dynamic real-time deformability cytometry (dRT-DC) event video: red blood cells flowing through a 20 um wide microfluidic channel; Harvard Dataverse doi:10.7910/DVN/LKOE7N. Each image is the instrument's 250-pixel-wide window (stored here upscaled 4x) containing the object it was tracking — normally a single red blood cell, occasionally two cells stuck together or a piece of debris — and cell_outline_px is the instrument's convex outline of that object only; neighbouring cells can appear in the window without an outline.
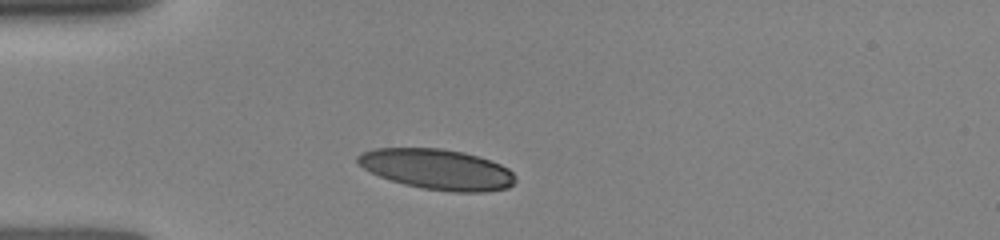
{"species": "human", "species_latin": "Homo sapiens", "temperature_condition": "room temperature", "stored_images_in_passage": 5, "camera_frame_rate_fps": 3000, "um_per_image_px": 0.085, "donor": {"sex": "female"}, "frame": {"image": 1, "passage_image": 1, "time_ms": 0.0, "image_size_px": [1000, 240], "cell_outline_px": [[516, 180], [508, 188], [484, 192], [452, 192], [424, 188], [404, 184], [380, 176], [356, 164], [356, 156], [360, 152], [376, 148], [440, 148], [464, 152], [500, 164], [508, 168], [516, 176]], "centroid_in_image_um": [37.15, 14.38], "position_along_channel_um": 47.9, "area_um2": 37.11}}
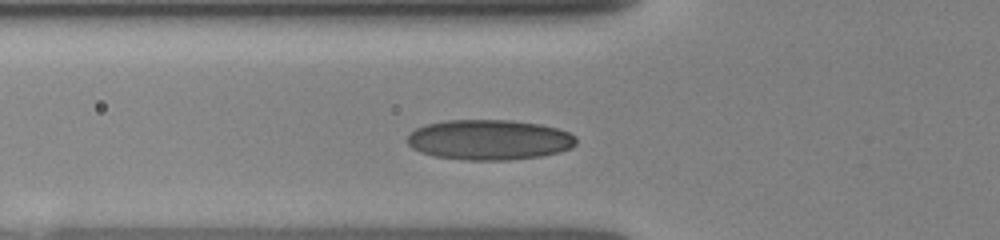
{"frame": {"image": 2, "passage_image": 4, "time_ms": 1.333, "image_size_px": [1000, 240], "cell_outline_px": [[576, 144], [572, 148], [560, 152], [540, 156], [508, 160], [464, 160], [436, 156], [420, 152], [412, 148], [404, 140], [416, 128], [424, 124], [448, 120], [512, 120], [540, 124], [556, 128], [568, 132], [576, 136]], "centroid_in_image_um": [41.58, 11.88], "position_along_channel_um": 84.2, "area_um2": 39.82}}